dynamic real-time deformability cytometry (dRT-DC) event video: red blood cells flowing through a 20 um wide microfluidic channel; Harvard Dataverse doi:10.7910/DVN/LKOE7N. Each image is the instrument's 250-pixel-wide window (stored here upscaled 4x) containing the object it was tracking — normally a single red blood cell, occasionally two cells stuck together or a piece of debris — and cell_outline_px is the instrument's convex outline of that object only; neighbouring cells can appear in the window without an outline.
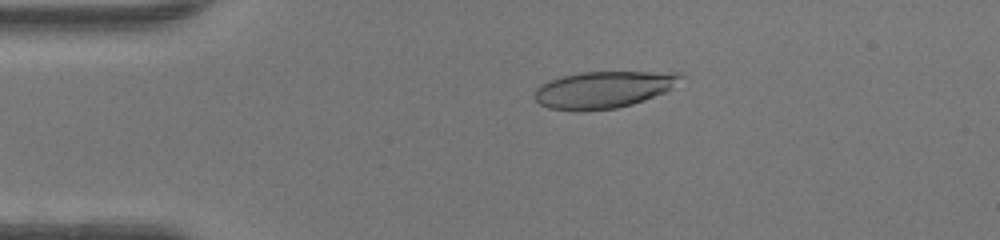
{"species": "human", "species_latin": "Homo sapiens", "temperature_condition": "warm", "stored_images_in_passage": 48, "camera_frame_rate_fps": 3000, "um_per_image_px": 0.085, "donor": {"sex": "female"}, "frame": {"image": 1, "passage_image": 10, "time_ms": 3.0, "image_size_px": [1000, 240], "cell_outline_px": [[684, 76], [672, 88], [664, 92], [644, 100], [632, 104], [616, 108], [584, 112], [576, 112], [548, 108], [540, 104], [532, 96], [536, 88], [540, 84], [564, 76], [580, 72], [684, 72]], "centroid_in_image_um": [51.27, 7.63], "position_along_channel_um": 33.7, "area_um2": 31.67}}
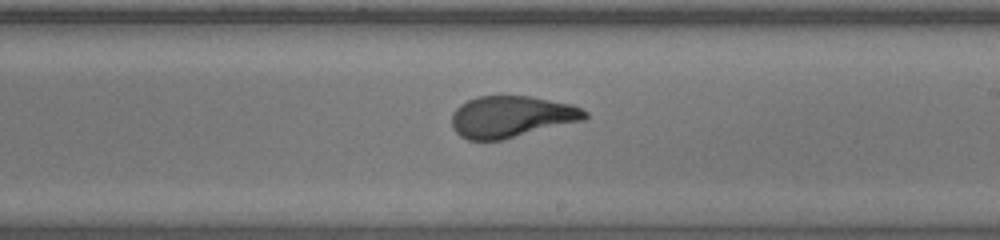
{"frame": {"image": 2, "passage_image": 28, "time_ms": 9.0, "image_size_px": [1000, 240], "cell_outline_px": [[588, 120], [504, 140], [468, 140], [460, 136], [452, 128], [452, 112], [460, 104], [468, 100], [480, 96], [532, 96], [572, 104], [588, 112]], "centroid_in_image_um": [43.52, 9.93], "position_along_channel_um": 245.5, "area_um2": 32.83}}
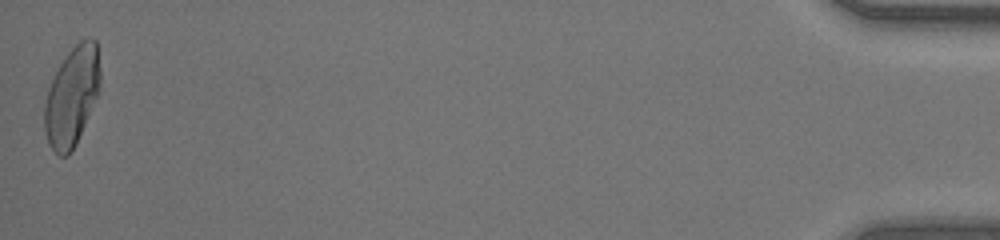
{"frame": {"image": 3, "passage_image": 48, "time_ms": 15.667, "image_size_px": [1000, 240], "cell_outline_px": [[100, 84], [96, 96], [76, 144], [68, 156], [60, 156], [48, 144], [44, 128], [44, 104], [48, 88], [60, 64], [68, 52], [80, 40], [88, 36], [96, 40], [100, 72]], "centroid_in_image_um": [6.1, 8.18], "position_along_channel_um": 429.1, "area_um2": 31.85}, "authors_computed_cell_mechanics": {"area_um2": 32.4258, "velocity_mm_per_s": 4.2814, "shape_relaxation_time_tau1_ms": 9.9471, "shape_relaxation_time_tau2_ms": 0.6245, "deformation_change_tau1": 0.3503, "deformation_change_tau2": 0.0788}}